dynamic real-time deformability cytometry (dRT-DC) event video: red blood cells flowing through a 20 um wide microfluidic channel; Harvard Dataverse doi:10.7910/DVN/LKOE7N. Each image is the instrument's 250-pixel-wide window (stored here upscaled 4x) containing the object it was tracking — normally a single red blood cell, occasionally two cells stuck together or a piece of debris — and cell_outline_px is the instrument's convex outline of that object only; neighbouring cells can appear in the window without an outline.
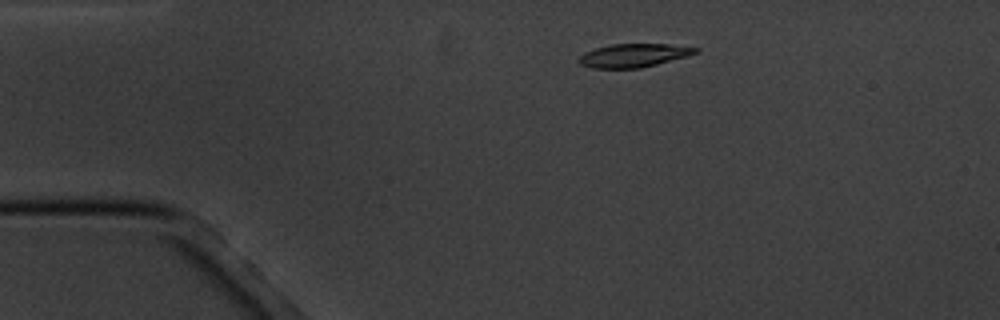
{"species": "common noctule bat (a hibernating species)", "species_latin": "Nyctalus noctula", "temperature_condition": "cold", "stored_images_in_passage": 5, "camera_frame_rate_fps": 3000, "um_per_image_px": 0.085, "animal": {"sex": "male", "body_mass_g": 20.1, "forearm_length_mm": 53.5}, "frame": {"image": 1, "passage_image": 3, "time_ms": 2.333, "image_size_px": [1000, 320], "cell_outline_px": [[700, 52], [688, 56], [640, 68], [592, 68], [580, 64], [576, 60], [584, 52], [596, 48], [612, 44], [668, 44], [700, 48]], "centroid_in_image_um": [53.86, 4.71], "position_along_channel_um": 31.1, "area_um2": 15.95}}